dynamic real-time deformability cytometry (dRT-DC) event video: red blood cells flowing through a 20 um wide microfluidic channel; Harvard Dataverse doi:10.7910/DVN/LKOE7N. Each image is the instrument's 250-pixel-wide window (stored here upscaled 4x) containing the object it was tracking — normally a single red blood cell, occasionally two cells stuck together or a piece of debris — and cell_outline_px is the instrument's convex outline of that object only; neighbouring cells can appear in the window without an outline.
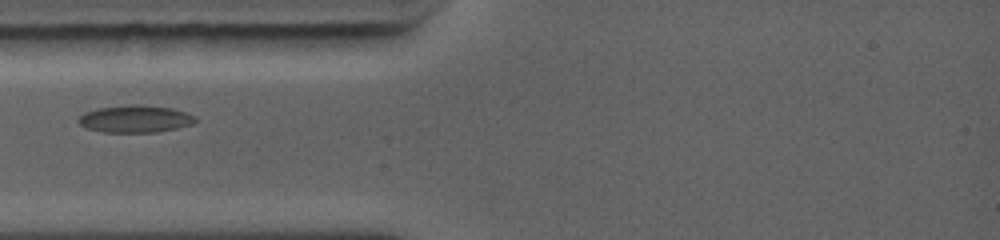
{"species": "common noctule bat (a hibernating species)", "species_latin": "Nyctalus noctula", "temperature_condition": "warm", "stored_images_in_passage": 8, "camera_frame_rate_fps": 5000, "um_per_image_px": 0.085, "animal": {"sex": "female", "body_mass_g": 19.0, "forearm_length_mm": 56.7}, "frame": {"image": 1, "passage_image": 1, "time_ms": 0.0, "image_size_px": [1000, 240], "cell_outline_px": [[196, 120], [192, 124], [176, 128], [156, 132], [104, 132], [84, 128], [76, 120], [84, 112], [100, 108], [128, 104], [140, 104], [172, 108], [196, 116]], "centroid_in_image_um": [11.46, 10.1], "position_along_channel_um": 73.5, "area_um2": 18.61}}
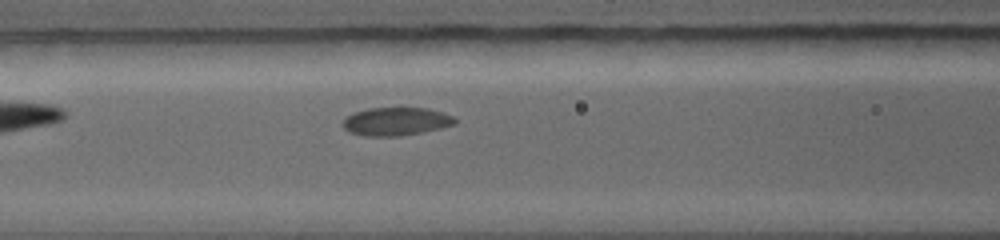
{"frame": {"image": 2, "passage_image": 4, "time_ms": 1.4, "image_size_px": [1000, 240], "cell_outline_px": [[456, 124], [424, 132], [400, 136], [364, 136], [348, 132], [340, 124], [352, 112], [368, 108], [428, 108], [444, 112], [452, 116], [456, 120]], "centroid_in_image_um": [33.64, 10.32], "position_along_channel_um": 133.0, "area_um2": 18.61}}
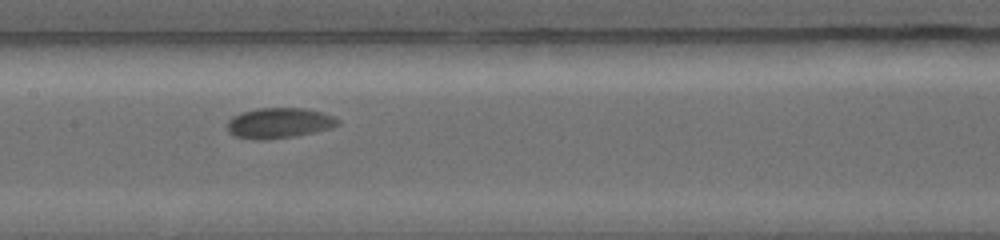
{"frame": {"image": 3, "passage_image": 7, "time_ms": 2.6, "image_size_px": [1000, 240], "cell_outline_px": [[340, 124], [316, 132], [296, 136], [264, 140], [252, 140], [232, 136], [228, 132], [228, 120], [232, 116], [240, 112], [256, 108], [304, 108], [324, 112], [340, 120]], "centroid_in_image_um": [23.69, 10.46], "position_along_channel_um": 183.7, "area_um2": 19.94}}